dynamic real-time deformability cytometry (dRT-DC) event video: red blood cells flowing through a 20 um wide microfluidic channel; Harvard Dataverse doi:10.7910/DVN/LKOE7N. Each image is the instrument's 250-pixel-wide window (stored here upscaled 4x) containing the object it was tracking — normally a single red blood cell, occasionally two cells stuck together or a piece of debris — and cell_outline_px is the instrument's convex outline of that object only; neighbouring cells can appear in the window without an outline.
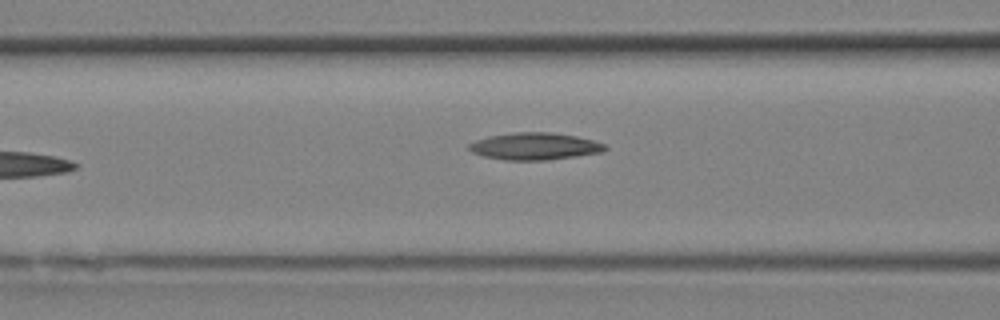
{"species": "Egyptian fruit bat (a non-hibernating species)", "species_latin": "Rousettus aegyptiacus", "temperature_condition": "room temperature", "stored_images_in_passage": 12, "camera_frame_rate_fps": 3000, "um_per_image_px": 0.085, "animal": {"sex": "female"}, "frame": {"image": 1, "passage_image": 12, "time_ms": 3.667, "image_size_px": [1000, 320], "cell_outline_px": [[608, 148], [600, 152], [576, 156], [548, 160], [504, 160], [484, 156], [472, 152], [468, 148], [468, 144], [476, 140], [488, 136], [512, 132], [552, 132], [576, 136], [592, 140], [604, 144]], "centroid_in_image_um": [45.42, 12.43], "position_along_channel_um": 121.2, "area_um2": 21.44}}